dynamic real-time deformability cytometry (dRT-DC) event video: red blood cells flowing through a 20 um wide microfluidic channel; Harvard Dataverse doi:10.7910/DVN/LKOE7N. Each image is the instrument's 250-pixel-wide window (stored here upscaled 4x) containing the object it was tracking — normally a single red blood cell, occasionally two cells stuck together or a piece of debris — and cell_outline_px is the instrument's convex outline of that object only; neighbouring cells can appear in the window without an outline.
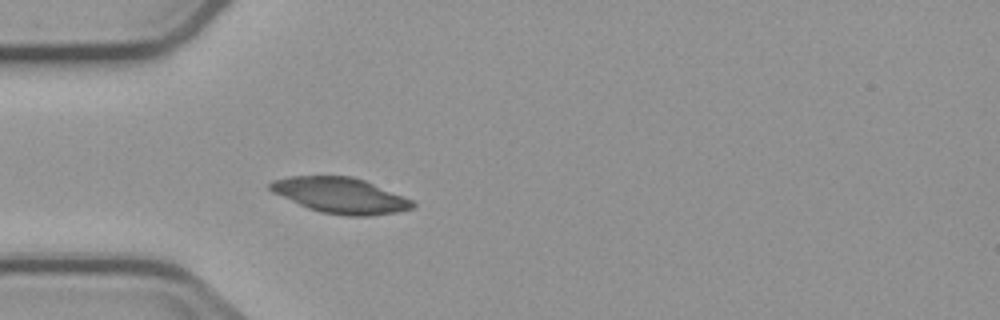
{"species": "common noctule bat (a hibernating species)", "species_latin": "Nyctalus noctula", "temperature_condition": "cold", "stored_images_in_passage": 3, "camera_frame_rate_fps": 3000, "um_per_image_px": 0.085, "animal": {"sex": "male", "body_mass_g": 23.1, "forearm_length_mm": 52.7}, "frame": {"image": 1, "passage_image": 3, "time_ms": 3.0, "image_size_px": [1000, 320], "cell_outline_px": [[416, 204], [412, 208], [400, 212], [368, 216], [348, 216], [320, 212], [308, 208], [272, 192], [268, 188], [268, 184], [272, 180], [292, 176], [352, 176], [364, 180], [412, 200]], "centroid_in_image_um": [28.92, 16.61], "position_along_channel_um": 56.1, "area_um2": 29.42}}